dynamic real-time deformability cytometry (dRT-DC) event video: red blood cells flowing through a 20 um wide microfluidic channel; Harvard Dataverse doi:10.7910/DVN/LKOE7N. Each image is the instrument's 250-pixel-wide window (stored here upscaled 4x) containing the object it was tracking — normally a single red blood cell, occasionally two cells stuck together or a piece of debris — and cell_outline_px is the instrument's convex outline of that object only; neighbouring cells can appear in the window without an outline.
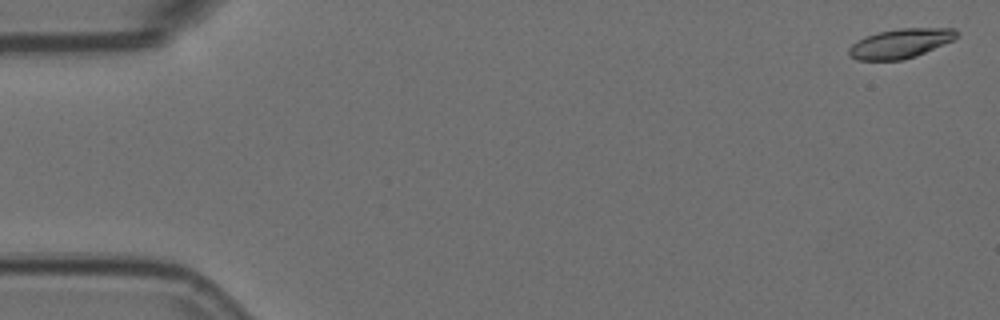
{"species": "Egyptian fruit bat (a non-hibernating species)", "species_latin": "Rousettus aegyptiacus", "temperature_condition": "room temperature", "stored_images_in_passage": 4, "camera_frame_rate_fps": 3000, "um_per_image_px": 0.085, "animal": {"sex": "female"}, "frame": {"image": 1, "passage_image": 1, "time_ms": 0.0, "image_size_px": [1000, 320], "cell_outline_px": [[960, 32], [952, 40], [916, 56], [904, 60], [856, 60], [848, 56], [848, 48], [856, 40], [876, 32], [896, 28], [956, 28]], "centroid_in_image_um": [76.49, 3.68], "position_along_channel_um": 8.5, "area_um2": 18.67}}
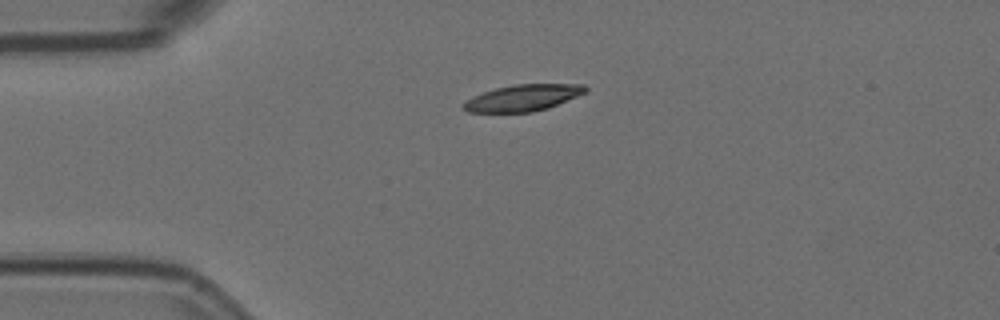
{"frame": {"image": 2, "passage_image": 4, "time_ms": 1.0, "image_size_px": [1000, 320], "cell_outline_px": [[588, 92], [548, 108], [532, 112], [468, 112], [460, 108], [460, 104], [472, 96], [496, 88], [516, 84], [584, 84], [588, 88]], "centroid_in_image_um": [44.44, 8.32], "position_along_channel_um": 40.6, "area_um2": 18.96}}